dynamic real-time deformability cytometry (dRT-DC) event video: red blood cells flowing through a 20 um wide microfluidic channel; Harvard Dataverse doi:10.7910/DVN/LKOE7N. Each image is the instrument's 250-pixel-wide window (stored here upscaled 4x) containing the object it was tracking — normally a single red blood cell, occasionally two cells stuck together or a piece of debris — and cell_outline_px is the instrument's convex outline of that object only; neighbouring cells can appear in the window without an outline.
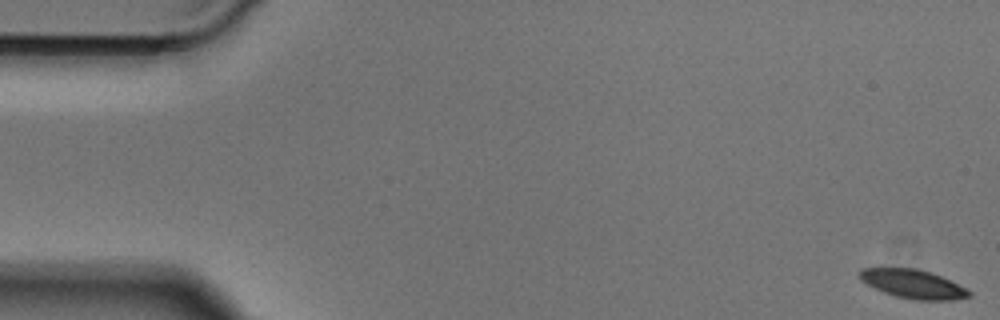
{"species": "Egyptian fruit bat (a non-hibernating species)", "species_latin": "Rousettus aegyptiacus", "temperature_condition": "cold", "stored_images_in_passage": 51, "segment_of_instrument_passage": [1, 2], "camera_frame_rate_fps": 3000, "um_per_image_px": 0.085, "animal": {"sex": "male"}, "frame": {"image": 1, "passage_image": 1, "time_ms": 0.0, "image_size_px": [1000, 320], "cell_outline_px": [[972, 296], [952, 300], [916, 300], [896, 296], [884, 292], [860, 280], [856, 272], [860, 268], [916, 268], [940, 276], [972, 292]], "centroid_in_image_um": [77.56, 24.13], "position_along_channel_um": 7.4, "area_um2": 18.15}}
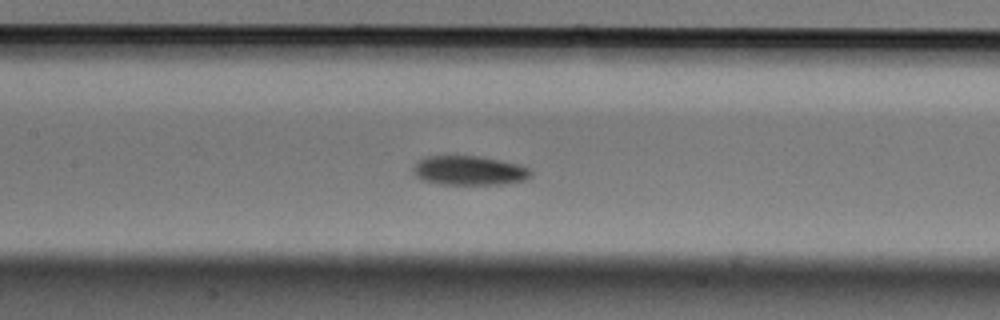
{"frame": {"image": 2, "passage_image": 23, "time_ms": 7.333, "image_size_px": [1000, 320], "cell_outline_px": [[532, 176], [524, 180], [500, 184], [440, 184], [424, 180], [416, 176], [412, 168], [424, 156], [480, 156], [520, 164], [532, 168]], "centroid_in_image_um": [39.93, 14.49], "position_along_channel_um": 167.5, "area_um2": 20.11}}
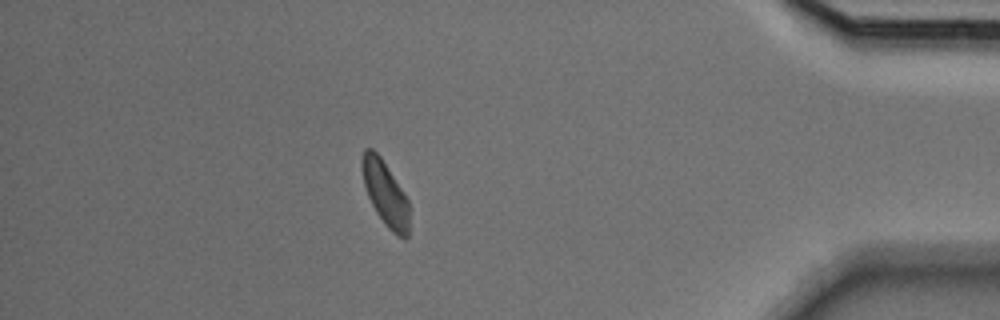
{"frame": {"image": 3, "passage_image": 44, "time_ms": 14.333, "image_size_px": [1000, 320], "cell_outline_px": [[408, 236], [404, 240], [392, 232], [388, 228], [376, 212], [368, 196], [364, 184], [360, 164], [360, 160], [364, 148], [372, 148], [380, 156], [408, 200]], "centroid_in_image_um": [32.72, 16.42], "position_along_channel_um": 402.5, "area_um2": 17.57}}